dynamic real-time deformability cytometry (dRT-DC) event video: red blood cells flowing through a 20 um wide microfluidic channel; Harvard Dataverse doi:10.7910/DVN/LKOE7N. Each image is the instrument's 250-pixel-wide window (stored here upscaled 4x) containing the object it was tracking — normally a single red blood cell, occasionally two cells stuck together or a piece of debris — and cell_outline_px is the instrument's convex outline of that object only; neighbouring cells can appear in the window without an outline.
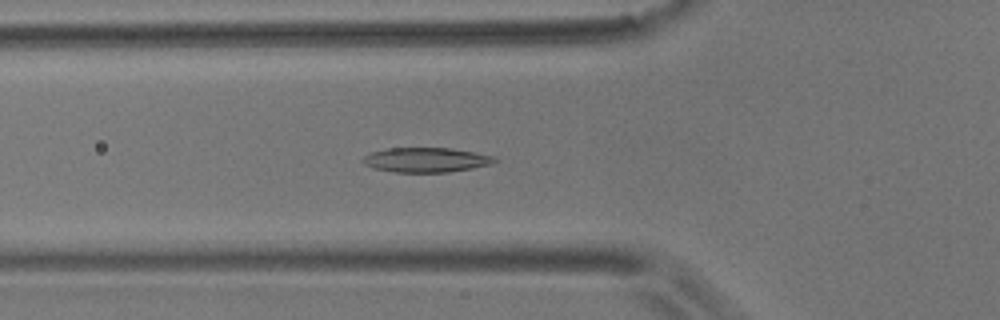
{"species": "common noctule bat (a hibernating species)", "species_latin": "Nyctalus noctula", "temperature_condition": "room temperature", "stored_images_in_passage": 58, "segment_of_instrument_passage": [1, 2], "camera_frame_rate_fps": 3000, "um_per_image_px": 0.085, "animal": {"sex": "male", "body_mass_g": 17.9}, "frame": {"image": 1, "passage_image": 20, "time_ms": 6.333, "image_size_px": [1000, 320], "cell_outline_px": [[500, 160], [492, 164], [472, 168], [448, 172], [396, 172], [372, 168], [364, 164], [360, 160], [364, 156], [372, 152], [388, 148], [452, 148], [476, 152], [496, 156]], "centroid_in_image_um": [36.26, 13.59], "position_along_channel_um": 89.5, "area_um2": 19.13}}
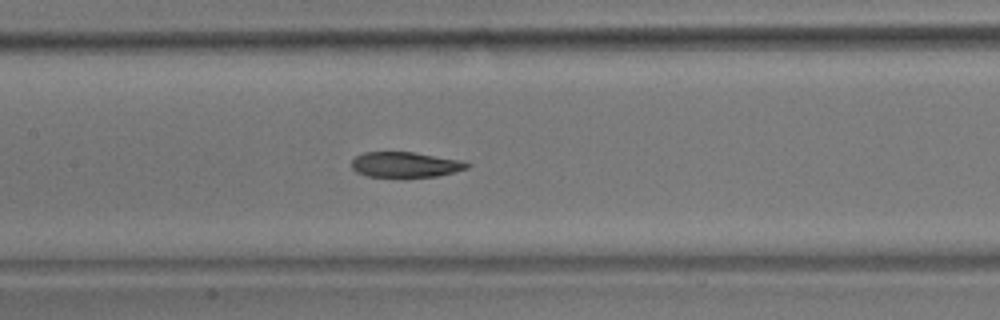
{"frame": {"image": 2, "passage_image": 27, "time_ms": 8.667, "image_size_px": [1000, 320], "cell_outline_px": [[472, 164], [468, 168], [436, 176], [404, 180], [368, 176], [356, 172], [352, 168], [352, 160], [356, 156], [364, 152], [412, 152], [460, 160]], "centroid_in_image_um": [34.42, 14.04], "position_along_channel_um": 173.0, "area_um2": 17.69}}
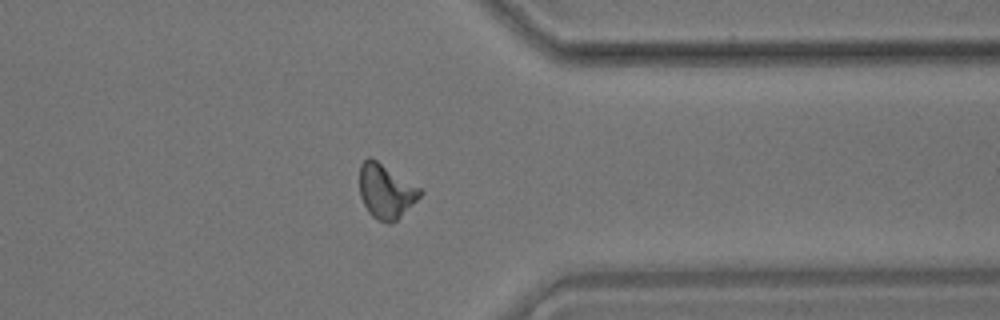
{"frame": {"image": 3, "passage_image": 45, "time_ms": 14.667, "image_size_px": [1000, 320], "cell_outline_px": [[424, 192], [396, 220], [388, 224], [376, 220], [368, 212], [360, 196], [360, 164], [368, 156], [376, 160], [420, 188]], "centroid_in_image_um": [32.77, 16.27], "position_along_channel_um": 378.6, "area_um2": 18.84}}